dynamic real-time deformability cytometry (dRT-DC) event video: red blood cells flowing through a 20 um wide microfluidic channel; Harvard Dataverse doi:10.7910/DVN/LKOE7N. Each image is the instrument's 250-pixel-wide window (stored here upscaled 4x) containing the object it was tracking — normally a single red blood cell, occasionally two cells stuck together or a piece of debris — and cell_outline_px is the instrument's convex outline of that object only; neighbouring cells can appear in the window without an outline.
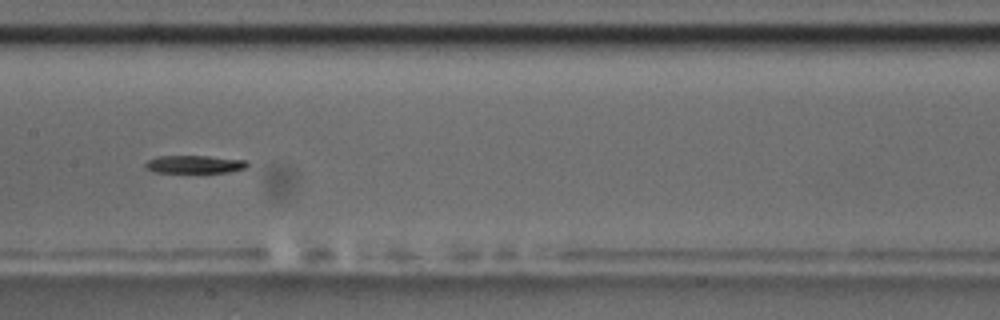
{"species": "common noctule bat (a hibernating species)", "species_latin": "Nyctalus noctula", "temperature_condition": "room temperature", "stored_images_in_passage": 12, "camera_frame_rate_fps": 3000, "um_per_image_px": 0.085, "animal": {"sex": "male", "body_mass_g": 17.5, "forearm_length_mm": 52.3}, "frame": {"image": 1, "passage_image": 9, "time_ms": 10.0, "image_size_px": [1000, 320], "cell_outline_px": [[248, 164], [244, 168], [228, 172], [156, 172], [144, 168], [144, 164], [148, 160], [156, 156], [208, 156], [248, 160]], "centroid_in_image_um": [16.51, 13.96], "position_along_channel_um": 190.9, "area_um2": 10.58}}